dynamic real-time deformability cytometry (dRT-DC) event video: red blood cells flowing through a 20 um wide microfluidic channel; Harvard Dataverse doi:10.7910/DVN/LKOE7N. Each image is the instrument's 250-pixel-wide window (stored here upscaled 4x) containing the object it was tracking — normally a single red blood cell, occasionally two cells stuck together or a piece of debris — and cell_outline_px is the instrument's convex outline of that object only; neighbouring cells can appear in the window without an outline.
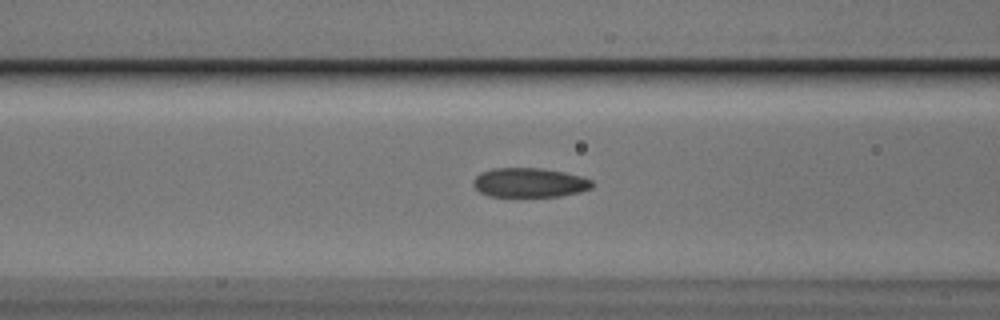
{"species": "Egyptian fruit bat (a non-hibernating species)", "species_latin": "Rousettus aegyptiacus", "temperature_condition": "cold", "stored_images_in_passage": 46, "camera_frame_rate_fps": 3000, "um_per_image_px": 0.085, "animal": {"sex": "male"}, "frame": {"image": 1, "passage_image": 12, "time_ms": 3.667, "image_size_px": [1000, 320], "cell_outline_px": [[592, 188], [580, 192], [560, 196], [488, 196], [480, 192], [472, 184], [472, 180], [480, 172], [492, 168], [540, 168], [564, 172], [580, 176], [592, 180]], "centroid_in_image_um": [44.98, 15.52], "position_along_channel_um": 121.6, "area_um2": 20.35}}
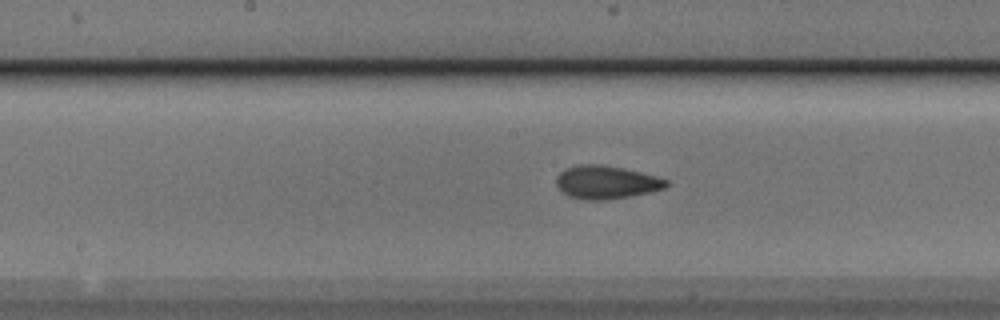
{"frame": {"image": 2, "passage_image": 18, "time_ms": 5.667, "image_size_px": [1000, 320], "cell_outline_px": [[668, 184], [664, 188], [648, 192], [604, 200], [584, 200], [568, 196], [560, 192], [556, 184], [556, 176], [564, 168], [580, 164], [600, 164], [624, 168], [656, 176], [668, 180]], "centroid_in_image_um": [51.46, 15.48], "position_along_channel_um": 196.7, "area_um2": 21.27}}
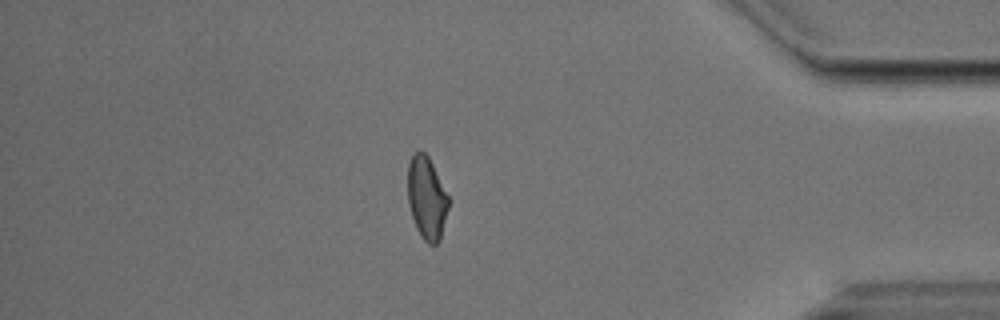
{"frame": {"image": 3, "passage_image": 37, "time_ms": 12.0, "image_size_px": [1000, 320], "cell_outline_px": [[448, 208], [440, 240], [436, 244], [428, 244], [420, 236], [416, 228], [408, 204], [408, 164], [412, 152], [424, 152], [428, 156], [448, 196]], "centroid_in_image_um": [36.25, 16.84], "position_along_channel_um": 398.9, "area_um2": 19.48}, "authors_computed_cell_mechanics": {"area_um2": 20.4901, "velocity_mm_per_s": 3.7496, "shape_relaxation_time_tau1_ms": 5.0063, "shape_relaxation_time_tau2_ms": 1.9054, "deformation_change_tau1": 0.128, "deformation_change_tau2": 0.0761}}